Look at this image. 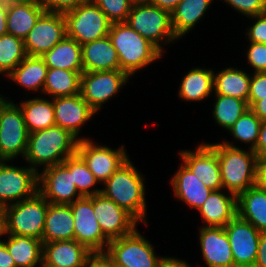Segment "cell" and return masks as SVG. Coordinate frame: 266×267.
<instances>
[{"label":"cell","instance_id":"obj_21","mask_svg":"<svg viewBox=\"0 0 266 267\" xmlns=\"http://www.w3.org/2000/svg\"><path fill=\"white\" fill-rule=\"evenodd\" d=\"M97 256L76 240L43 244L42 267H88Z\"/></svg>","mask_w":266,"mask_h":267},{"label":"cell","instance_id":"obj_58","mask_svg":"<svg viewBox=\"0 0 266 267\" xmlns=\"http://www.w3.org/2000/svg\"><path fill=\"white\" fill-rule=\"evenodd\" d=\"M27 1H33L42 4L45 0H27Z\"/></svg>","mask_w":266,"mask_h":267},{"label":"cell","instance_id":"obj_43","mask_svg":"<svg viewBox=\"0 0 266 267\" xmlns=\"http://www.w3.org/2000/svg\"><path fill=\"white\" fill-rule=\"evenodd\" d=\"M248 19L251 24L245 29L247 42L266 44V12L246 18Z\"/></svg>","mask_w":266,"mask_h":267},{"label":"cell","instance_id":"obj_40","mask_svg":"<svg viewBox=\"0 0 266 267\" xmlns=\"http://www.w3.org/2000/svg\"><path fill=\"white\" fill-rule=\"evenodd\" d=\"M112 23L126 22L136 0H92Z\"/></svg>","mask_w":266,"mask_h":267},{"label":"cell","instance_id":"obj_42","mask_svg":"<svg viewBox=\"0 0 266 267\" xmlns=\"http://www.w3.org/2000/svg\"><path fill=\"white\" fill-rule=\"evenodd\" d=\"M233 8L236 13L248 18L266 12V0H219Z\"/></svg>","mask_w":266,"mask_h":267},{"label":"cell","instance_id":"obj_9","mask_svg":"<svg viewBox=\"0 0 266 267\" xmlns=\"http://www.w3.org/2000/svg\"><path fill=\"white\" fill-rule=\"evenodd\" d=\"M63 16L66 23V35L80 45L106 37L112 24L92 0L63 13Z\"/></svg>","mask_w":266,"mask_h":267},{"label":"cell","instance_id":"obj_44","mask_svg":"<svg viewBox=\"0 0 266 267\" xmlns=\"http://www.w3.org/2000/svg\"><path fill=\"white\" fill-rule=\"evenodd\" d=\"M266 97V72L251 73L248 107L255 101L261 100Z\"/></svg>","mask_w":266,"mask_h":267},{"label":"cell","instance_id":"obj_16","mask_svg":"<svg viewBox=\"0 0 266 267\" xmlns=\"http://www.w3.org/2000/svg\"><path fill=\"white\" fill-rule=\"evenodd\" d=\"M93 210L103 234L110 241L130 234L140 224L126 209L101 193L93 196Z\"/></svg>","mask_w":266,"mask_h":267},{"label":"cell","instance_id":"obj_23","mask_svg":"<svg viewBox=\"0 0 266 267\" xmlns=\"http://www.w3.org/2000/svg\"><path fill=\"white\" fill-rule=\"evenodd\" d=\"M197 213L201 226L224 227L237 215V196L224 189L212 191Z\"/></svg>","mask_w":266,"mask_h":267},{"label":"cell","instance_id":"obj_53","mask_svg":"<svg viewBox=\"0 0 266 267\" xmlns=\"http://www.w3.org/2000/svg\"><path fill=\"white\" fill-rule=\"evenodd\" d=\"M258 183L266 189V157L259 159Z\"/></svg>","mask_w":266,"mask_h":267},{"label":"cell","instance_id":"obj_48","mask_svg":"<svg viewBox=\"0 0 266 267\" xmlns=\"http://www.w3.org/2000/svg\"><path fill=\"white\" fill-rule=\"evenodd\" d=\"M158 267H193L191 263L178 258L177 256H164L159 262ZM196 267V266H195Z\"/></svg>","mask_w":266,"mask_h":267},{"label":"cell","instance_id":"obj_45","mask_svg":"<svg viewBox=\"0 0 266 267\" xmlns=\"http://www.w3.org/2000/svg\"><path fill=\"white\" fill-rule=\"evenodd\" d=\"M88 0H45L42 5L48 12L65 13Z\"/></svg>","mask_w":266,"mask_h":267},{"label":"cell","instance_id":"obj_46","mask_svg":"<svg viewBox=\"0 0 266 267\" xmlns=\"http://www.w3.org/2000/svg\"><path fill=\"white\" fill-rule=\"evenodd\" d=\"M253 151L259 158L266 157V120L261 122L258 140Z\"/></svg>","mask_w":266,"mask_h":267},{"label":"cell","instance_id":"obj_17","mask_svg":"<svg viewBox=\"0 0 266 267\" xmlns=\"http://www.w3.org/2000/svg\"><path fill=\"white\" fill-rule=\"evenodd\" d=\"M224 229L231 245L235 267H254L261 232L238 215Z\"/></svg>","mask_w":266,"mask_h":267},{"label":"cell","instance_id":"obj_28","mask_svg":"<svg viewBox=\"0 0 266 267\" xmlns=\"http://www.w3.org/2000/svg\"><path fill=\"white\" fill-rule=\"evenodd\" d=\"M234 66H225L220 71L214 70L213 95H224L242 99L248 104L251 79L250 69L245 70L242 67Z\"/></svg>","mask_w":266,"mask_h":267},{"label":"cell","instance_id":"obj_41","mask_svg":"<svg viewBox=\"0 0 266 267\" xmlns=\"http://www.w3.org/2000/svg\"><path fill=\"white\" fill-rule=\"evenodd\" d=\"M244 50L247 66L251 68V73L266 72V44L247 42ZM247 50V51H246Z\"/></svg>","mask_w":266,"mask_h":267},{"label":"cell","instance_id":"obj_29","mask_svg":"<svg viewBox=\"0 0 266 267\" xmlns=\"http://www.w3.org/2000/svg\"><path fill=\"white\" fill-rule=\"evenodd\" d=\"M237 215L266 232V189L259 183L237 196Z\"/></svg>","mask_w":266,"mask_h":267},{"label":"cell","instance_id":"obj_37","mask_svg":"<svg viewBox=\"0 0 266 267\" xmlns=\"http://www.w3.org/2000/svg\"><path fill=\"white\" fill-rule=\"evenodd\" d=\"M261 120L250 110L247 109L243 115L238 119V121L227 131L232 137V140L235 141L231 142L225 139H221V142L232 146V147H239L236 145L240 143L244 144V147L248 149H254L258 140V135H259V129L261 125ZM246 145V146H245Z\"/></svg>","mask_w":266,"mask_h":267},{"label":"cell","instance_id":"obj_50","mask_svg":"<svg viewBox=\"0 0 266 267\" xmlns=\"http://www.w3.org/2000/svg\"><path fill=\"white\" fill-rule=\"evenodd\" d=\"M249 109L261 120H266V97L255 101Z\"/></svg>","mask_w":266,"mask_h":267},{"label":"cell","instance_id":"obj_39","mask_svg":"<svg viewBox=\"0 0 266 267\" xmlns=\"http://www.w3.org/2000/svg\"><path fill=\"white\" fill-rule=\"evenodd\" d=\"M27 56L24 40L9 33L0 36V76H8Z\"/></svg>","mask_w":266,"mask_h":267},{"label":"cell","instance_id":"obj_25","mask_svg":"<svg viewBox=\"0 0 266 267\" xmlns=\"http://www.w3.org/2000/svg\"><path fill=\"white\" fill-rule=\"evenodd\" d=\"M83 72L120 70L119 58L107 35L81 45Z\"/></svg>","mask_w":266,"mask_h":267},{"label":"cell","instance_id":"obj_56","mask_svg":"<svg viewBox=\"0 0 266 267\" xmlns=\"http://www.w3.org/2000/svg\"><path fill=\"white\" fill-rule=\"evenodd\" d=\"M107 267H118L115 265H111L102 255L97 256Z\"/></svg>","mask_w":266,"mask_h":267},{"label":"cell","instance_id":"obj_2","mask_svg":"<svg viewBox=\"0 0 266 267\" xmlns=\"http://www.w3.org/2000/svg\"><path fill=\"white\" fill-rule=\"evenodd\" d=\"M218 156L223 189L238 196L258 183L259 157L248 148L207 143Z\"/></svg>","mask_w":266,"mask_h":267},{"label":"cell","instance_id":"obj_31","mask_svg":"<svg viewBox=\"0 0 266 267\" xmlns=\"http://www.w3.org/2000/svg\"><path fill=\"white\" fill-rule=\"evenodd\" d=\"M16 267H41L43 243L34 237L1 234Z\"/></svg>","mask_w":266,"mask_h":267},{"label":"cell","instance_id":"obj_55","mask_svg":"<svg viewBox=\"0 0 266 267\" xmlns=\"http://www.w3.org/2000/svg\"><path fill=\"white\" fill-rule=\"evenodd\" d=\"M27 0H0V2L6 4V5H11V4H16V3H22Z\"/></svg>","mask_w":266,"mask_h":267},{"label":"cell","instance_id":"obj_5","mask_svg":"<svg viewBox=\"0 0 266 267\" xmlns=\"http://www.w3.org/2000/svg\"><path fill=\"white\" fill-rule=\"evenodd\" d=\"M126 23L142 37L148 39L163 54L166 46L180 41L172 27L171 13L151 5L147 0H136Z\"/></svg>","mask_w":266,"mask_h":267},{"label":"cell","instance_id":"obj_8","mask_svg":"<svg viewBox=\"0 0 266 267\" xmlns=\"http://www.w3.org/2000/svg\"><path fill=\"white\" fill-rule=\"evenodd\" d=\"M0 93V160L24 158L29 132L18 103Z\"/></svg>","mask_w":266,"mask_h":267},{"label":"cell","instance_id":"obj_57","mask_svg":"<svg viewBox=\"0 0 266 267\" xmlns=\"http://www.w3.org/2000/svg\"><path fill=\"white\" fill-rule=\"evenodd\" d=\"M3 232V224H2V209L0 208V237Z\"/></svg>","mask_w":266,"mask_h":267},{"label":"cell","instance_id":"obj_52","mask_svg":"<svg viewBox=\"0 0 266 267\" xmlns=\"http://www.w3.org/2000/svg\"><path fill=\"white\" fill-rule=\"evenodd\" d=\"M7 10H8V5L0 2V36L8 33L6 26Z\"/></svg>","mask_w":266,"mask_h":267},{"label":"cell","instance_id":"obj_18","mask_svg":"<svg viewBox=\"0 0 266 267\" xmlns=\"http://www.w3.org/2000/svg\"><path fill=\"white\" fill-rule=\"evenodd\" d=\"M179 160L212 191L223 189L217 153L207 144H196L194 150H179Z\"/></svg>","mask_w":266,"mask_h":267},{"label":"cell","instance_id":"obj_1","mask_svg":"<svg viewBox=\"0 0 266 267\" xmlns=\"http://www.w3.org/2000/svg\"><path fill=\"white\" fill-rule=\"evenodd\" d=\"M132 158L123 163L101 186V194L126 209L142 225H148L146 177Z\"/></svg>","mask_w":266,"mask_h":267},{"label":"cell","instance_id":"obj_26","mask_svg":"<svg viewBox=\"0 0 266 267\" xmlns=\"http://www.w3.org/2000/svg\"><path fill=\"white\" fill-rule=\"evenodd\" d=\"M48 67L42 57L27 55L6 77L19 89L42 95ZM18 85V86H17Z\"/></svg>","mask_w":266,"mask_h":267},{"label":"cell","instance_id":"obj_13","mask_svg":"<svg viewBox=\"0 0 266 267\" xmlns=\"http://www.w3.org/2000/svg\"><path fill=\"white\" fill-rule=\"evenodd\" d=\"M74 217V240L85 245L96 256L102 255L110 240L95 217L93 196L82 197L70 204Z\"/></svg>","mask_w":266,"mask_h":267},{"label":"cell","instance_id":"obj_34","mask_svg":"<svg viewBox=\"0 0 266 267\" xmlns=\"http://www.w3.org/2000/svg\"><path fill=\"white\" fill-rule=\"evenodd\" d=\"M41 57L48 68L83 72L81 45L68 36Z\"/></svg>","mask_w":266,"mask_h":267},{"label":"cell","instance_id":"obj_4","mask_svg":"<svg viewBox=\"0 0 266 267\" xmlns=\"http://www.w3.org/2000/svg\"><path fill=\"white\" fill-rule=\"evenodd\" d=\"M108 36L117 51L120 70L130 78L164 58L165 54L126 22L112 23Z\"/></svg>","mask_w":266,"mask_h":267},{"label":"cell","instance_id":"obj_12","mask_svg":"<svg viewBox=\"0 0 266 267\" xmlns=\"http://www.w3.org/2000/svg\"><path fill=\"white\" fill-rule=\"evenodd\" d=\"M127 151L124 144L112 149L110 146L95 142L94 139H83L78 141L76 153L83 159L101 186L131 158Z\"/></svg>","mask_w":266,"mask_h":267},{"label":"cell","instance_id":"obj_22","mask_svg":"<svg viewBox=\"0 0 266 267\" xmlns=\"http://www.w3.org/2000/svg\"><path fill=\"white\" fill-rule=\"evenodd\" d=\"M169 186L172 187L174 200L196 211L212 192L182 162L170 178Z\"/></svg>","mask_w":266,"mask_h":267},{"label":"cell","instance_id":"obj_35","mask_svg":"<svg viewBox=\"0 0 266 267\" xmlns=\"http://www.w3.org/2000/svg\"><path fill=\"white\" fill-rule=\"evenodd\" d=\"M82 73L48 68L42 96H48L52 99L79 94Z\"/></svg>","mask_w":266,"mask_h":267},{"label":"cell","instance_id":"obj_11","mask_svg":"<svg viewBox=\"0 0 266 267\" xmlns=\"http://www.w3.org/2000/svg\"><path fill=\"white\" fill-rule=\"evenodd\" d=\"M130 80L131 78L121 70L83 72L80 94L98 113L104 108L103 105L117 98L116 95L124 86L130 84Z\"/></svg>","mask_w":266,"mask_h":267},{"label":"cell","instance_id":"obj_10","mask_svg":"<svg viewBox=\"0 0 266 267\" xmlns=\"http://www.w3.org/2000/svg\"><path fill=\"white\" fill-rule=\"evenodd\" d=\"M13 163V160H0L1 209L38 192V173L27 163L24 166Z\"/></svg>","mask_w":266,"mask_h":267},{"label":"cell","instance_id":"obj_19","mask_svg":"<svg viewBox=\"0 0 266 267\" xmlns=\"http://www.w3.org/2000/svg\"><path fill=\"white\" fill-rule=\"evenodd\" d=\"M53 107L57 126L68 130L78 140L91 139L89 136H81V132L83 126L93 120L97 112L82 98L80 93L53 98Z\"/></svg>","mask_w":266,"mask_h":267},{"label":"cell","instance_id":"obj_7","mask_svg":"<svg viewBox=\"0 0 266 267\" xmlns=\"http://www.w3.org/2000/svg\"><path fill=\"white\" fill-rule=\"evenodd\" d=\"M154 245L136 228L130 234L111 240L102 256L118 267H158L164 255L157 254Z\"/></svg>","mask_w":266,"mask_h":267},{"label":"cell","instance_id":"obj_27","mask_svg":"<svg viewBox=\"0 0 266 267\" xmlns=\"http://www.w3.org/2000/svg\"><path fill=\"white\" fill-rule=\"evenodd\" d=\"M74 240V217L70 205L48 202L42 243Z\"/></svg>","mask_w":266,"mask_h":267},{"label":"cell","instance_id":"obj_32","mask_svg":"<svg viewBox=\"0 0 266 267\" xmlns=\"http://www.w3.org/2000/svg\"><path fill=\"white\" fill-rule=\"evenodd\" d=\"M45 11L42 4L33 1L8 5L7 32L24 40Z\"/></svg>","mask_w":266,"mask_h":267},{"label":"cell","instance_id":"obj_20","mask_svg":"<svg viewBox=\"0 0 266 267\" xmlns=\"http://www.w3.org/2000/svg\"><path fill=\"white\" fill-rule=\"evenodd\" d=\"M197 236L199 254L204 261V265L196 264L197 267H235L231 245L224 227L200 226Z\"/></svg>","mask_w":266,"mask_h":267},{"label":"cell","instance_id":"obj_3","mask_svg":"<svg viewBox=\"0 0 266 267\" xmlns=\"http://www.w3.org/2000/svg\"><path fill=\"white\" fill-rule=\"evenodd\" d=\"M78 139L60 126H52L29 133L27 149L21 162H26L37 173L76 154Z\"/></svg>","mask_w":266,"mask_h":267},{"label":"cell","instance_id":"obj_47","mask_svg":"<svg viewBox=\"0 0 266 267\" xmlns=\"http://www.w3.org/2000/svg\"><path fill=\"white\" fill-rule=\"evenodd\" d=\"M254 267H266V232L260 235Z\"/></svg>","mask_w":266,"mask_h":267},{"label":"cell","instance_id":"obj_24","mask_svg":"<svg viewBox=\"0 0 266 267\" xmlns=\"http://www.w3.org/2000/svg\"><path fill=\"white\" fill-rule=\"evenodd\" d=\"M188 70L179 82L178 99L189 103L205 102L209 97L212 100L214 68L196 66Z\"/></svg>","mask_w":266,"mask_h":267},{"label":"cell","instance_id":"obj_49","mask_svg":"<svg viewBox=\"0 0 266 267\" xmlns=\"http://www.w3.org/2000/svg\"><path fill=\"white\" fill-rule=\"evenodd\" d=\"M0 267H16L13 257L9 253L4 243V240L0 237Z\"/></svg>","mask_w":266,"mask_h":267},{"label":"cell","instance_id":"obj_54","mask_svg":"<svg viewBox=\"0 0 266 267\" xmlns=\"http://www.w3.org/2000/svg\"><path fill=\"white\" fill-rule=\"evenodd\" d=\"M88 267H107L98 257H96Z\"/></svg>","mask_w":266,"mask_h":267},{"label":"cell","instance_id":"obj_30","mask_svg":"<svg viewBox=\"0 0 266 267\" xmlns=\"http://www.w3.org/2000/svg\"><path fill=\"white\" fill-rule=\"evenodd\" d=\"M217 1V0H216ZM214 0H181L171 13L172 27L181 40L196 28L205 18Z\"/></svg>","mask_w":266,"mask_h":267},{"label":"cell","instance_id":"obj_33","mask_svg":"<svg viewBox=\"0 0 266 267\" xmlns=\"http://www.w3.org/2000/svg\"><path fill=\"white\" fill-rule=\"evenodd\" d=\"M34 97L22 99L21 102H18L29 133L56 125L53 98H44V96H38V94Z\"/></svg>","mask_w":266,"mask_h":267},{"label":"cell","instance_id":"obj_6","mask_svg":"<svg viewBox=\"0 0 266 267\" xmlns=\"http://www.w3.org/2000/svg\"><path fill=\"white\" fill-rule=\"evenodd\" d=\"M47 209L48 201L39 192L30 198L4 207L2 233L42 240Z\"/></svg>","mask_w":266,"mask_h":267},{"label":"cell","instance_id":"obj_14","mask_svg":"<svg viewBox=\"0 0 266 267\" xmlns=\"http://www.w3.org/2000/svg\"><path fill=\"white\" fill-rule=\"evenodd\" d=\"M38 192L53 204L70 205L82 198L73 179V171L64 164L41 169L38 173Z\"/></svg>","mask_w":266,"mask_h":267},{"label":"cell","instance_id":"obj_36","mask_svg":"<svg viewBox=\"0 0 266 267\" xmlns=\"http://www.w3.org/2000/svg\"><path fill=\"white\" fill-rule=\"evenodd\" d=\"M214 99L211 106L212 120L214 119L215 126L222 128L226 132L238 121L243 113L249 109L245 100L224 96L213 95Z\"/></svg>","mask_w":266,"mask_h":267},{"label":"cell","instance_id":"obj_51","mask_svg":"<svg viewBox=\"0 0 266 267\" xmlns=\"http://www.w3.org/2000/svg\"><path fill=\"white\" fill-rule=\"evenodd\" d=\"M151 5L172 13L181 0H147Z\"/></svg>","mask_w":266,"mask_h":267},{"label":"cell","instance_id":"obj_15","mask_svg":"<svg viewBox=\"0 0 266 267\" xmlns=\"http://www.w3.org/2000/svg\"><path fill=\"white\" fill-rule=\"evenodd\" d=\"M66 36L63 13L45 11L24 39L26 54L41 57Z\"/></svg>","mask_w":266,"mask_h":267},{"label":"cell","instance_id":"obj_38","mask_svg":"<svg viewBox=\"0 0 266 267\" xmlns=\"http://www.w3.org/2000/svg\"><path fill=\"white\" fill-rule=\"evenodd\" d=\"M63 163L70 171H73L74 183L82 197H90L101 193V187L98 186L99 181L77 153L66 158Z\"/></svg>","mask_w":266,"mask_h":267}]
</instances>
